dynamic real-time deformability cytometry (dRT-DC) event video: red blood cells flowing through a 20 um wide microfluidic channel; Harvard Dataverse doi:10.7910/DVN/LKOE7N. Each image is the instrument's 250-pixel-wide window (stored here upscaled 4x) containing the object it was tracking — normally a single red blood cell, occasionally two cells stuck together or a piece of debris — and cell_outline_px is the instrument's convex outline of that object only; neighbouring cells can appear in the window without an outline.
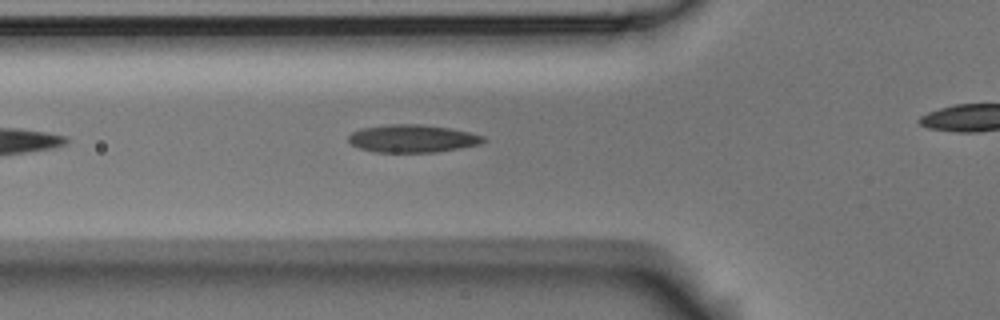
{"species": "Egyptian fruit bat (a non-hibernating species)", "species_latin": "Rousettus aegyptiacus", "temperature_condition": "room temperature", "stored_images_in_passage": 3, "segment_of_instrument_passage": [1, 2], "camera_frame_rate_fps": 3000, "um_per_image_px": 0.085, "animal": {"sex": "male"}, "frame": {"image": 1, "passage_image": 2, "time_ms": 2.0, "image_size_px": [1000, 320], "cell_outline_px": [[488, 140], [480, 144], [460, 148], [436, 152], [376, 152], [360, 148], [352, 144], [348, 140], [348, 136], [352, 132], [360, 128], [388, 124], [420, 124], [448, 128], [468, 132], [484, 136]], "centroid_in_image_um": [35.06, 11.77], "position_along_channel_um": 90.7, "area_um2": 21.79}}